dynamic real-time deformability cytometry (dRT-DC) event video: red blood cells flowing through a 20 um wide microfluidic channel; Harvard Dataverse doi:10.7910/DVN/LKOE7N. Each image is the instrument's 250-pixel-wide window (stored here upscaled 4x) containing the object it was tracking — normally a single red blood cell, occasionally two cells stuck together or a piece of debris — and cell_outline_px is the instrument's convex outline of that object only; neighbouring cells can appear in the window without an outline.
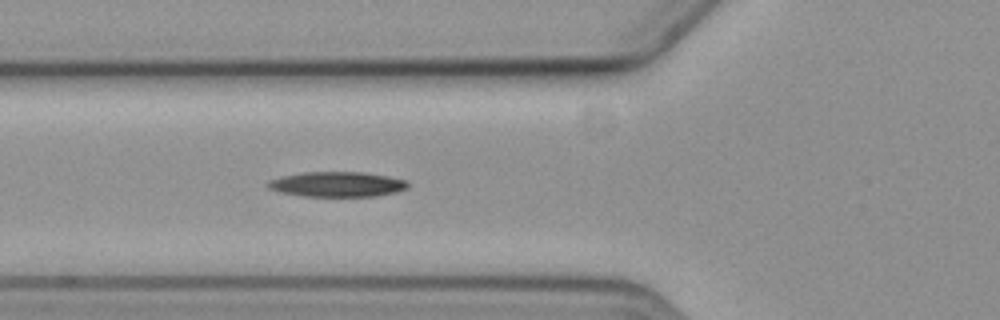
{"species": "common noctule bat (a hibernating species)", "species_latin": "Nyctalus noctula", "temperature_condition": "cold", "stored_images_in_passage": 7, "camera_frame_rate_fps": 3000, "um_per_image_px": 0.085, "animal": {"sex": "female", "body_mass_g": 19.3, "forearm_length_mm": 54.1}, "frame": {"image": 1, "passage_image": 7, "time_ms": 7.0, "image_size_px": [1000, 320], "cell_outline_px": [[408, 188], [396, 192], [376, 196], [304, 196], [280, 192], [268, 188], [268, 180], [284, 176], [304, 172], [364, 172], [388, 176], [404, 180], [408, 184]], "centroid_in_image_um": [28.67, 15.66], "position_along_channel_um": 97.1, "area_um2": 20.29}}